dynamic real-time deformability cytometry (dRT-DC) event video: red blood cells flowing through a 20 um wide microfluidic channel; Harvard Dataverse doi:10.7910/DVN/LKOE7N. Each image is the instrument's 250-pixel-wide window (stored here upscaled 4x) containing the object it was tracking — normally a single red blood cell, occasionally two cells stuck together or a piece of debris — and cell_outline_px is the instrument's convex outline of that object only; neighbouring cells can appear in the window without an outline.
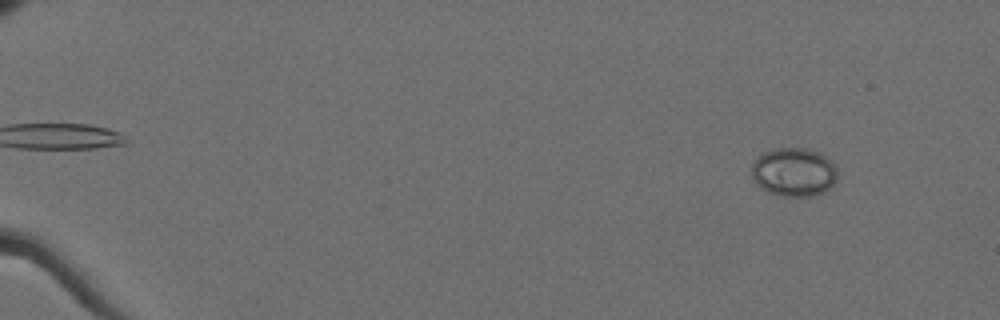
{"species": "Egyptian fruit bat (a non-hibernating species)", "species_latin": "Rousettus aegyptiacus", "temperature_condition": "cold", "stored_images_in_passage": 28, "camera_frame_rate_fps": 3000, "um_per_image_px": 0.085, "animal": {"sex": "female"}, "frame": {"image": 1, "passage_image": 8, "time_ms": 2.333, "image_size_px": [1000, 320], "cell_outline_px": [[836, 180], [828, 188], [812, 196], [780, 196], [768, 192], [752, 176], [752, 160], [756, 156], [772, 148], [808, 148], [820, 152], [832, 160], [836, 168]], "centroid_in_image_um": [67.47, 14.59], "position_along_channel_um": 17.5, "area_um2": 24.33}}
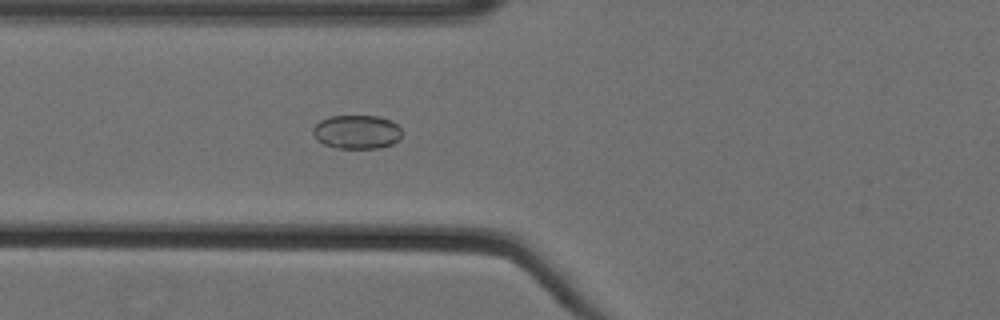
{"frame": {"image": 2, "passage_image": 27, "time_ms": 8.667, "image_size_px": [1000, 320], "cell_outline_px": [[404, 132], [400, 140], [392, 144], [380, 148], [336, 148], [324, 144], [316, 140], [312, 132], [312, 128], [320, 120], [328, 116], [380, 116], [396, 124]], "centroid_in_image_um": [30.33, 11.22], "position_along_channel_um": 95.5, "area_um2": 17.8}}